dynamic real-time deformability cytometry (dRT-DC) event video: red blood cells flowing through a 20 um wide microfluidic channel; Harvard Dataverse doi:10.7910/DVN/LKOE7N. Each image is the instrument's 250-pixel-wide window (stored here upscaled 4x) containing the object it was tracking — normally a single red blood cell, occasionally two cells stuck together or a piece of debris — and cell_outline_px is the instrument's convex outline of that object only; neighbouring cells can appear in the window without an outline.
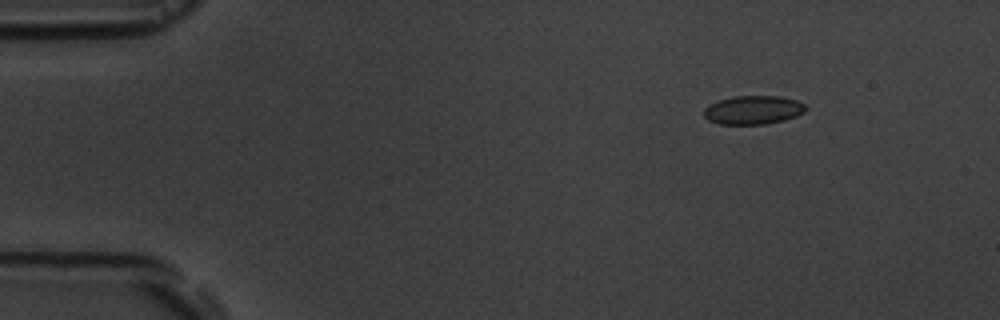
{"species": "common noctule bat (a hibernating species)", "species_latin": "Nyctalus noctula", "temperature_condition": "room temperature", "stored_images_in_passage": 8, "camera_frame_rate_fps": 3000, "um_per_image_px": 0.085, "animal": {"sex": "male", "body_mass_g": 19.5, "forearm_length_mm": 54.6}, "frame": {"image": 1, "passage_image": 3, "time_ms": 2.333, "image_size_px": [1000, 320], "cell_outline_px": [[804, 112], [796, 116], [784, 120], [764, 124], [720, 124], [708, 120], [704, 116], [704, 108], [708, 104], [732, 96], [780, 96], [796, 100], [804, 104]], "centroid_in_image_um": [63.98, 9.34], "position_along_channel_um": 21.0, "area_um2": 16.94}}
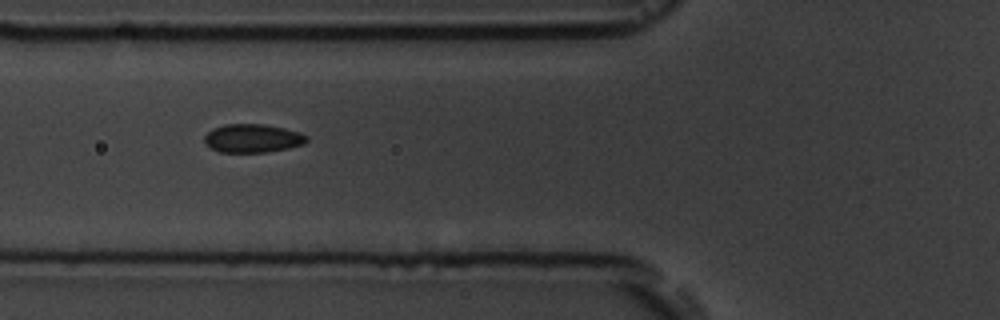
{"frame": {"image": 2, "passage_image": 7, "time_ms": 7.0, "image_size_px": [1000, 320], "cell_outline_px": [[308, 140], [304, 144], [288, 148], [268, 152], [220, 152], [204, 144], [204, 136], [212, 128], [224, 124], [264, 124], [284, 128], [300, 132], [308, 136]], "centroid_in_image_um": [21.47, 11.75], "position_along_channel_um": 104.3, "area_um2": 17.11}}
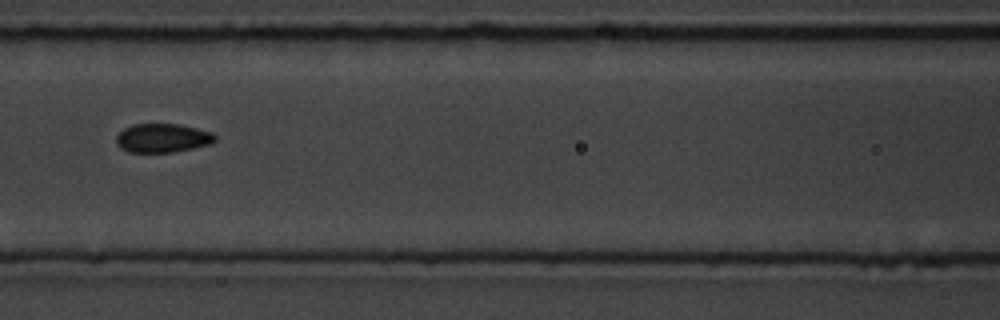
{"frame": {"image": 3, "passage_image": 8, "time_ms": 8.333, "image_size_px": [1000, 320], "cell_outline_px": [[216, 140], [212, 144], [172, 152], [128, 152], [120, 148], [116, 144], [116, 136], [124, 128], [132, 124], [180, 124], [212, 132], [216, 136]], "centroid_in_image_um": [13.81, 11.73], "position_along_channel_um": 152.8, "area_um2": 16.7}}